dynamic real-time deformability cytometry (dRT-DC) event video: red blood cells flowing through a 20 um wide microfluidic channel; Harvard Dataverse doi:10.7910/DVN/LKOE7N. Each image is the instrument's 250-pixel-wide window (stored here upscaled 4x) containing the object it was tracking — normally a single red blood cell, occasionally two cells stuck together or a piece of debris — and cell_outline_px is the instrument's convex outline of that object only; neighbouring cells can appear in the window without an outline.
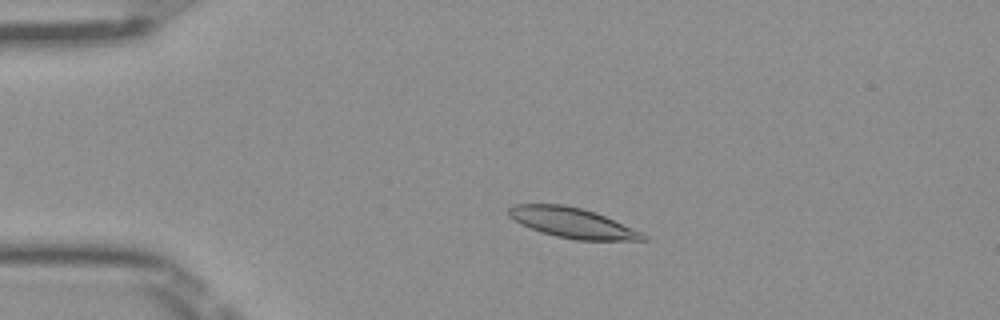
{"species": "Egyptian fruit bat (a non-hibernating species)", "species_latin": "Rousettus aegyptiacus", "temperature_condition": "room temperature", "stored_images_in_passage": 46, "camera_frame_rate_fps": 3000, "um_per_image_px": 0.085, "frame": {"image": 1, "passage_image": 6, "time_ms": 1.667, "image_size_px": [1000, 320], "cell_outline_px": [[648, 240], [576, 240], [556, 236], [540, 232], [520, 224], [508, 216], [508, 208], [512, 204], [564, 204], [596, 212], [640, 232], [648, 236]], "centroid_in_image_um": [48.6, 18.93], "position_along_channel_um": 36.4, "area_um2": 23.52}}
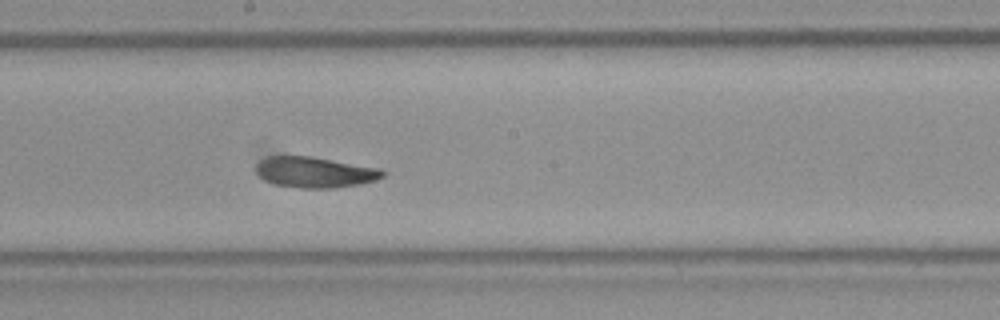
{"frame": {"image": 2, "passage_image": 23, "time_ms": 7.333, "image_size_px": [1000, 320], "cell_outline_px": [[384, 176], [376, 180], [360, 184], [336, 188], [300, 188], [276, 184], [264, 180], [256, 172], [256, 164], [260, 160], [268, 156], [312, 156], [380, 168], [384, 172]], "centroid_in_image_um": [26.76, 14.63], "position_along_channel_um": 221.4, "area_um2": 22.77}}
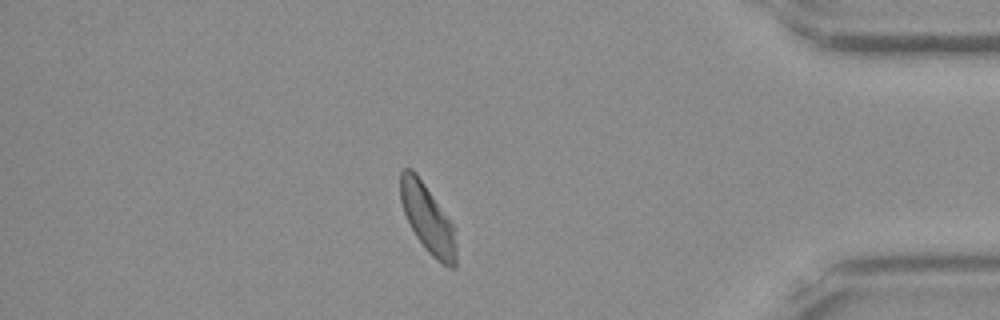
{"frame": {"image": 3, "passage_image": 39, "time_ms": 12.667, "image_size_px": [1000, 320], "cell_outline_px": [[456, 268], [448, 268], [436, 260], [424, 248], [416, 236], [404, 212], [400, 200], [400, 172], [404, 168], [412, 168], [416, 172], [456, 228]], "centroid_in_image_um": [36.38, 18.61], "position_along_channel_um": 398.8, "area_um2": 22.43}, "authors_computed_cell_mechanics": {"area_um2": 23.0911, "velocity_mm_per_s": 3.9784, "shape_relaxation_time_tau1_ms": 6.2067, "shape_relaxation_time_tau2_ms": 6.0455, "deformation_change_tau1": 0.1579, "deformation_change_tau2": 0.1199}}